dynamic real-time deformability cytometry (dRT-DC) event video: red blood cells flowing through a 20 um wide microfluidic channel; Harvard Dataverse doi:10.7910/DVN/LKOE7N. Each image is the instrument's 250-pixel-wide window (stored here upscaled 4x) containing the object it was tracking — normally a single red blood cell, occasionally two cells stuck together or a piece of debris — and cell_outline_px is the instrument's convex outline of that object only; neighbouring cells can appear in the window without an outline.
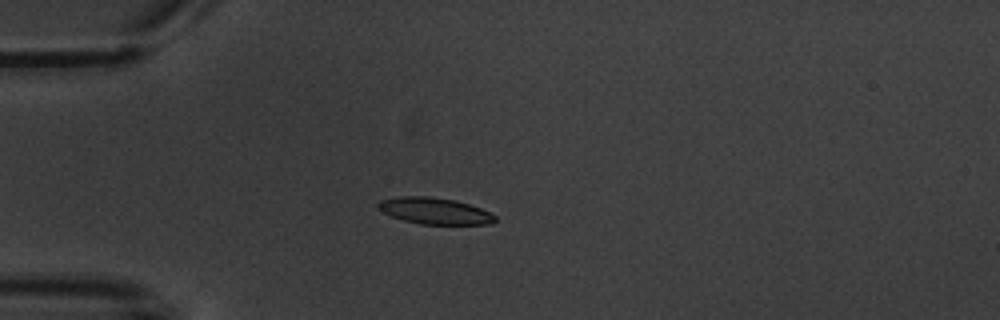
{"species": "common noctule bat (a hibernating species)", "species_latin": "Nyctalus noctula", "temperature_condition": "warm", "stored_images_in_passage": 7, "camera_frame_rate_fps": 3000, "um_per_image_px": 0.085, "animal": {"sex": "male", "body_mass_g": 20.1, "forearm_length_mm": 53.5}, "frame": {"image": 1, "passage_image": 5, "time_ms": 4.667, "image_size_px": [1000, 320], "cell_outline_px": [[496, 220], [492, 224], [420, 224], [404, 220], [392, 216], [376, 208], [376, 204], [380, 200], [400, 196], [428, 196], [452, 200], [468, 204], [480, 208], [496, 216]], "centroid_in_image_um": [36.92, 17.93], "position_along_channel_um": 48.1, "area_um2": 17.86}}